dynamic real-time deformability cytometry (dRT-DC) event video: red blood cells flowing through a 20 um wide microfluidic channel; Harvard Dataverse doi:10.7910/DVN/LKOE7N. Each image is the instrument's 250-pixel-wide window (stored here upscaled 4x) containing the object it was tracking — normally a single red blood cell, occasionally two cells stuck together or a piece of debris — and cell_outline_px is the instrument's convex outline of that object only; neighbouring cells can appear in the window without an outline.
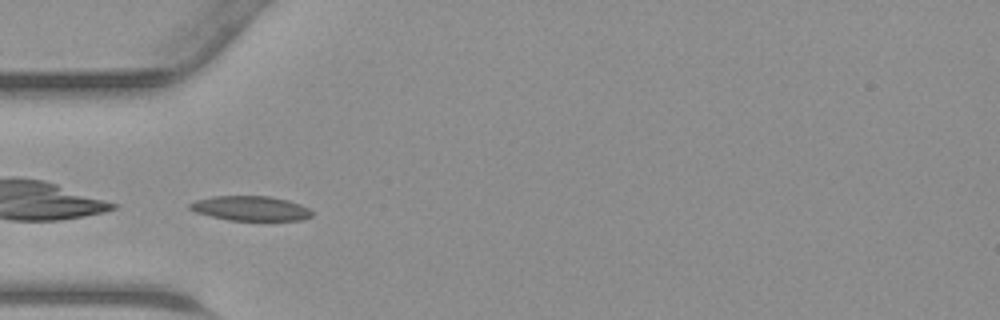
{"species": "common noctule bat (a hibernating species)", "species_latin": "Nyctalus noctula", "temperature_condition": "warm", "stored_images_in_passage": 24, "camera_frame_rate_fps": 3000, "um_per_image_px": 0.085, "animal": {"sex": "male", "body_mass_g": 23.1, "forearm_length_mm": 52.7}, "frame": {"image": 1, "passage_image": 1, "time_ms": 0.0, "image_size_px": [1000, 320], "cell_outline_px": [[312, 216], [304, 220], [228, 220], [196, 212], [188, 208], [188, 204], [196, 200], [216, 196], [268, 196], [288, 200], [300, 204], [308, 208], [312, 212]], "centroid_in_image_um": [21.31, 17.71], "position_along_channel_um": 63.7, "area_um2": 17.46}}
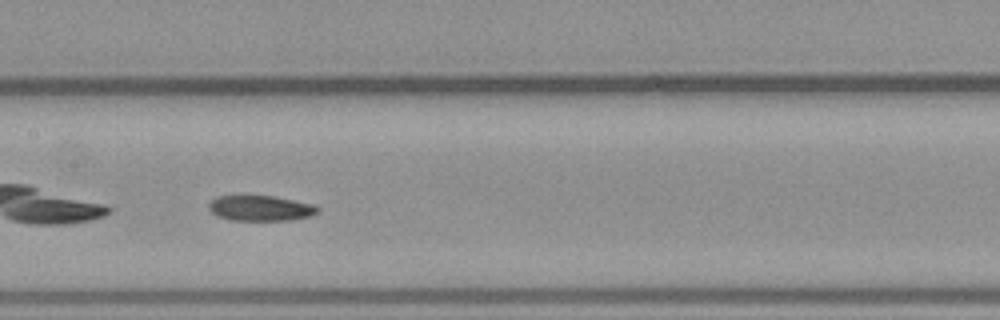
{"frame": {"image": 2, "passage_image": 9, "time_ms": 2.667, "image_size_px": [1000, 320], "cell_outline_px": [[320, 212], [308, 216], [292, 220], [228, 220], [216, 216], [208, 208], [208, 204], [212, 200], [220, 196], [272, 196], [312, 204], [320, 208]], "centroid_in_image_um": [22.13, 17.71], "position_along_channel_um": 185.3, "area_um2": 16.01}}
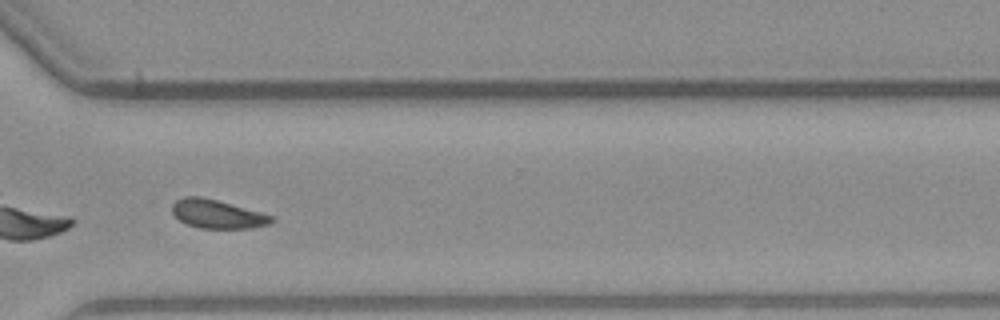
{"frame": {"image": 3, "passage_image": 20, "time_ms": 6.333, "image_size_px": [1000, 320], "cell_outline_px": [[276, 220], [272, 224], [252, 228], [200, 228], [188, 224], [180, 220], [172, 212], [172, 204], [176, 200], [184, 196], [200, 196], [216, 200], [260, 212], [272, 216]], "centroid_in_image_um": [18.49, 18.2], "position_along_channel_um": 352.1, "area_um2": 16.47}}